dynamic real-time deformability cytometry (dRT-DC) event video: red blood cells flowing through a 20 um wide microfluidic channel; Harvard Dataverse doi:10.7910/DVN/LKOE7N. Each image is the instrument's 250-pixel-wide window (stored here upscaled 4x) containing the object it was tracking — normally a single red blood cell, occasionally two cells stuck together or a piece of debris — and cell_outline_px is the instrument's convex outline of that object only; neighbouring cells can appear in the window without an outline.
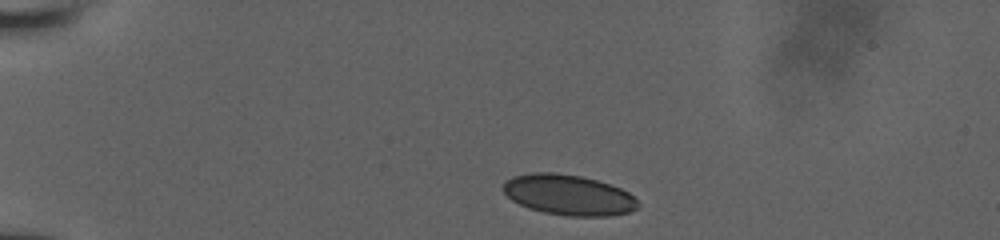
{"species": "human", "species_latin": "Homo sapiens", "temperature_condition": "room temperature", "stored_images_in_passage": 8, "camera_frame_rate_fps": 3000, "um_per_image_px": 0.085, "donor": {"sex": "male"}, "frame": {"image": 1, "passage_image": 1, "time_ms": 0.0, "image_size_px": [1000, 240], "cell_outline_px": [[640, 208], [628, 212], [608, 216], [568, 216], [544, 212], [528, 208], [512, 200], [504, 192], [504, 180], [512, 176], [532, 172], [552, 172], [580, 176], [596, 180], [620, 188], [628, 192], [640, 204]], "centroid_in_image_um": [48.32, 16.57], "position_along_channel_um": 36.7, "area_um2": 31.73}}
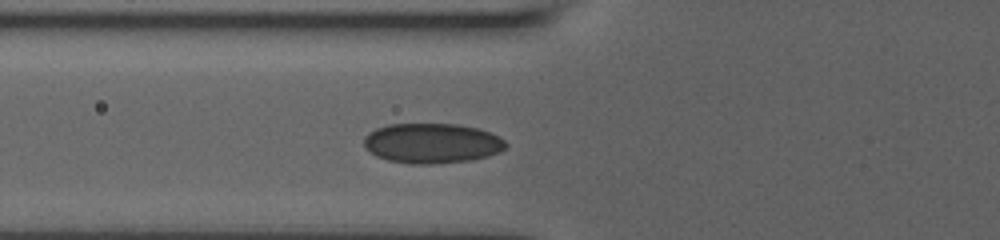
{"frame": {"image": 2, "passage_image": 5, "time_ms": 3.0, "image_size_px": [1000, 240], "cell_outline_px": [[508, 144], [500, 152], [488, 156], [468, 160], [432, 164], [412, 164], [388, 160], [376, 156], [368, 152], [364, 148], [364, 136], [368, 132], [376, 128], [388, 124], [456, 124], [480, 128], [500, 136]], "centroid_in_image_um": [36.7, 12.17], "position_along_channel_um": 89.1, "area_um2": 33.35}}
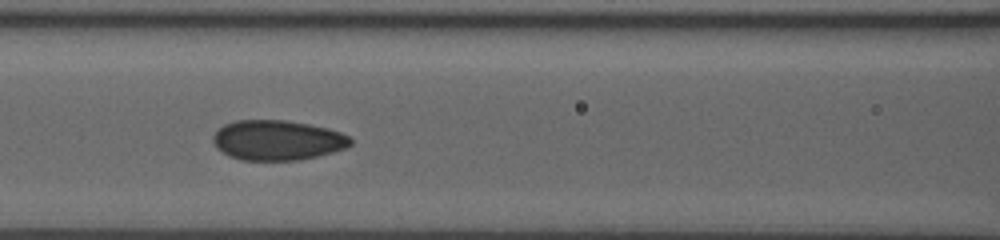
{"frame": {"image": 3, "passage_image": 7, "time_ms": 4.333, "image_size_px": [1000, 240], "cell_outline_px": [[352, 144], [344, 148], [332, 152], [300, 160], [240, 160], [228, 156], [216, 148], [212, 140], [212, 136], [224, 124], [236, 120], [288, 120], [328, 128], [340, 132], [348, 136], [352, 140]], "centroid_in_image_um": [23.55, 11.92], "position_along_channel_um": 143.1, "area_um2": 32.14}}